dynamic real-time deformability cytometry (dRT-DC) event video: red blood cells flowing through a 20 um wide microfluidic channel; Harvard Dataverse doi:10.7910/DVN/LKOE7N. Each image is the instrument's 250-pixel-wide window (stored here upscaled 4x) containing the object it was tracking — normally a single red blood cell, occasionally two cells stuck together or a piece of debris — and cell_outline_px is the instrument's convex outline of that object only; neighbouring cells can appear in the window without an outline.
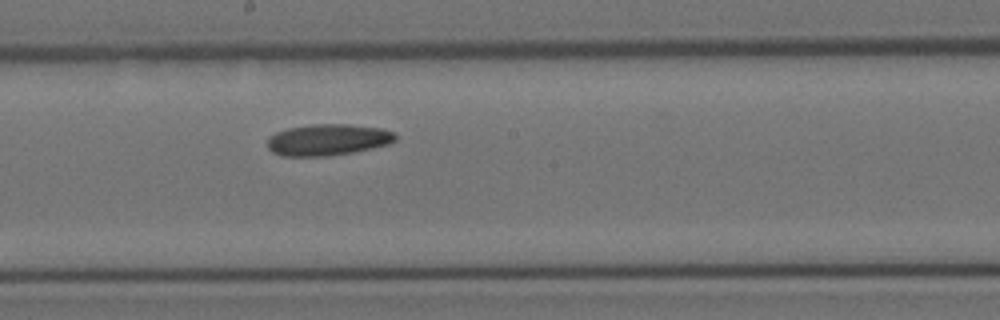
{"species": "Egyptian fruit bat (a non-hibernating species)", "species_latin": "Rousettus aegyptiacus", "temperature_condition": "room temperature", "stored_images_in_passage": 7, "camera_frame_rate_fps": 3000, "um_per_image_px": 0.085, "animal": {"sex": "female"}, "frame": {"image": 1, "passage_image": 7, "time_ms": 2.0, "image_size_px": [1000, 320], "cell_outline_px": [[396, 140], [388, 144], [372, 148], [352, 152], [328, 156], [280, 156], [272, 152], [268, 148], [268, 136], [276, 132], [288, 128], [312, 124], [348, 124], [384, 128], [396, 132]], "centroid_in_image_um": [27.87, 11.87], "position_along_channel_um": 220.3, "area_um2": 23.64}}